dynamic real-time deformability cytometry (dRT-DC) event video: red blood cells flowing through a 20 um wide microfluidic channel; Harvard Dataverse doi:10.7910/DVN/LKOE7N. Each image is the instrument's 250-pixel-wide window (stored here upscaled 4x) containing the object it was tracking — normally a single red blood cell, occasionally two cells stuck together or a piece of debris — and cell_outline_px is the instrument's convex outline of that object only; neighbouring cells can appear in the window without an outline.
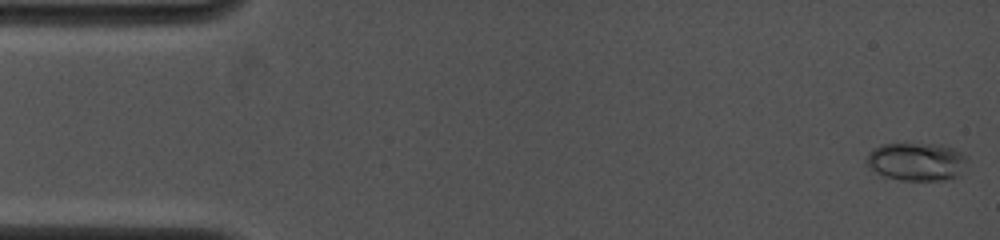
{"species": "common noctule bat (a hibernating species)", "species_latin": "Nyctalus noctula", "temperature_condition": "cold", "stored_images_in_passage": 10, "camera_frame_rate_fps": 4000, "um_per_image_px": 0.085, "animal": {"sex": "female", "body_mass_g": 19.0, "forearm_length_mm": 53.3}, "frame": {"image": 1, "passage_image": 1, "time_ms": 0.0, "image_size_px": [1000, 240], "cell_outline_px": [[968, 156], [964, 176], [940, 180], [900, 180], [884, 176], [876, 172], [864, 160], [868, 152], [872, 148], [880, 144], [936, 144], [952, 148]], "centroid_in_image_um": [77.94, 13.75], "position_along_channel_um": 7.1, "area_um2": 22.72}}